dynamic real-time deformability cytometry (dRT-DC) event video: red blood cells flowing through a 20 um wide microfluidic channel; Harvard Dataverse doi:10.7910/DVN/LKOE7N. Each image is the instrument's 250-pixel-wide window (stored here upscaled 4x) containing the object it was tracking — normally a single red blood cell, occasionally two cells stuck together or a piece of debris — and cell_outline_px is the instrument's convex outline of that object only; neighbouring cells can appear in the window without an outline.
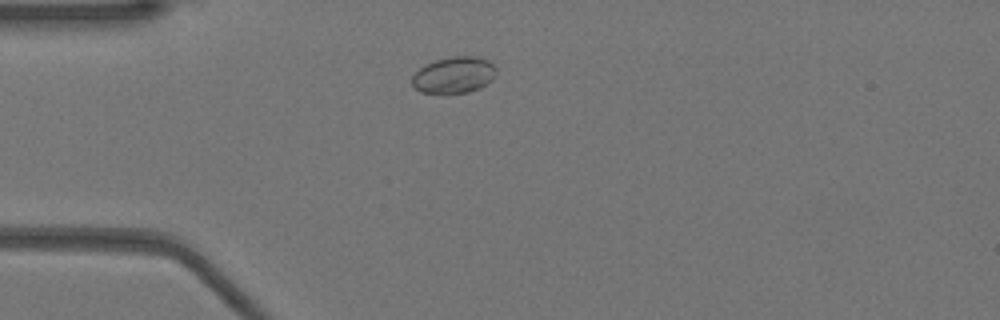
{"species": "Egyptian fruit bat (a non-hibernating species)", "species_latin": "Rousettus aegyptiacus", "temperature_condition": "warm", "stored_images_in_passage": 42, "camera_frame_rate_fps": 3000, "um_per_image_px": 0.085, "animal": {"sex": "female"}, "frame": {"image": 1, "passage_image": 4, "time_ms": 1.0, "image_size_px": [1000, 320], "cell_outline_px": [[496, 76], [492, 80], [480, 88], [468, 92], [420, 92], [412, 84], [412, 76], [424, 64], [436, 60], [456, 56], [472, 56], [488, 60], [496, 68]], "centroid_in_image_um": [38.6, 6.36], "position_along_channel_um": 46.4, "area_um2": 17.63}}
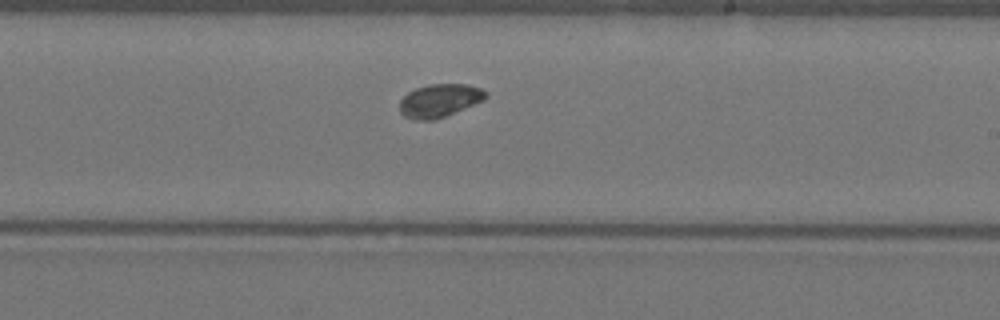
{"frame": {"image": 2, "passage_image": 21, "time_ms": 6.667, "image_size_px": [1000, 320], "cell_outline_px": [[488, 96], [484, 100], [444, 116], [432, 120], [412, 120], [404, 116], [400, 112], [400, 100], [408, 92], [416, 88], [432, 84], [468, 84], [480, 88], [488, 92]], "centroid_in_image_um": [37.36, 8.54], "position_along_channel_um": 251.6, "area_um2": 16.53}}
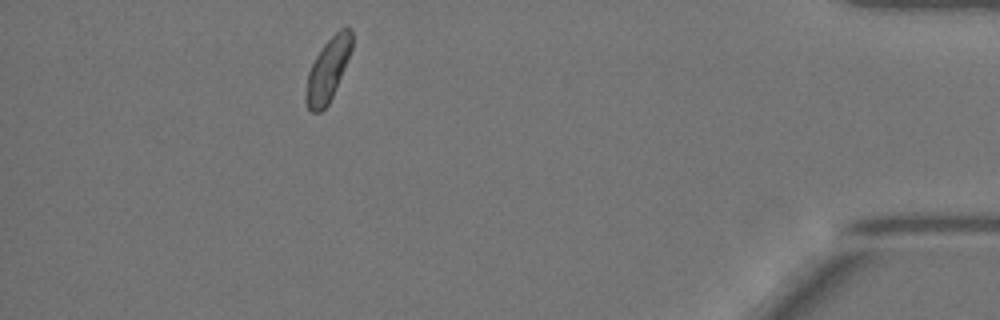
{"frame": {"image": 3, "passage_image": 37, "time_ms": 12.0, "image_size_px": [1000, 320], "cell_outline_px": [[352, 48], [344, 68], [332, 96], [328, 104], [320, 112], [312, 112], [308, 108], [304, 100], [304, 96], [308, 72], [316, 56], [324, 44], [344, 24], [352, 32]], "centroid_in_image_um": [27.85, 5.93], "position_along_channel_um": 407.3, "area_um2": 16.7}}